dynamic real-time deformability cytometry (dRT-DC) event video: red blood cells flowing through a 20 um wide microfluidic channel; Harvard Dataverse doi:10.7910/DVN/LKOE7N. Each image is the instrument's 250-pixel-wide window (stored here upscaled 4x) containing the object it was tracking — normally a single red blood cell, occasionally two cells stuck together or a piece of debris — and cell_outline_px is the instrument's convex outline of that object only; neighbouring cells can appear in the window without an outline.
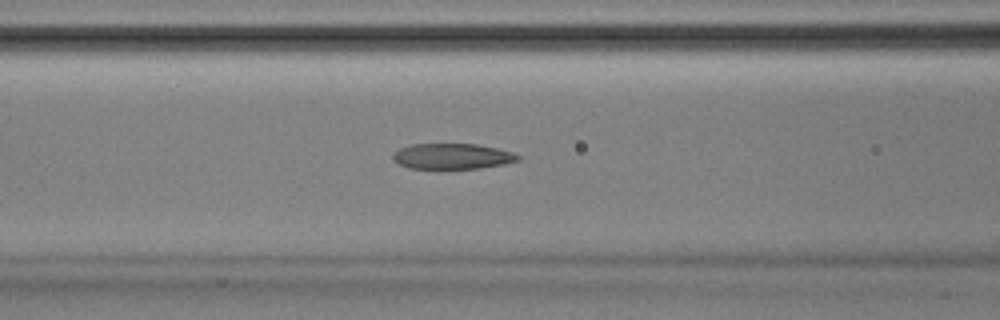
{"species": "Egyptian fruit bat (a non-hibernating species)", "species_latin": "Rousettus aegyptiacus", "temperature_condition": "room temperature", "stored_images_in_passage": 50, "camera_frame_rate_fps": 3000, "um_per_image_px": 0.085, "animal": {"sex": "male"}, "frame": {"image": 1, "passage_image": 20, "time_ms": 6.333, "image_size_px": [1000, 320], "cell_outline_px": [[520, 160], [504, 164], [480, 168], [408, 168], [400, 164], [392, 156], [400, 148], [412, 144], [476, 144], [496, 148], [512, 152], [520, 156]], "centroid_in_image_um": [38.48, 13.28], "position_along_channel_um": 128.1, "area_um2": 18.38}}
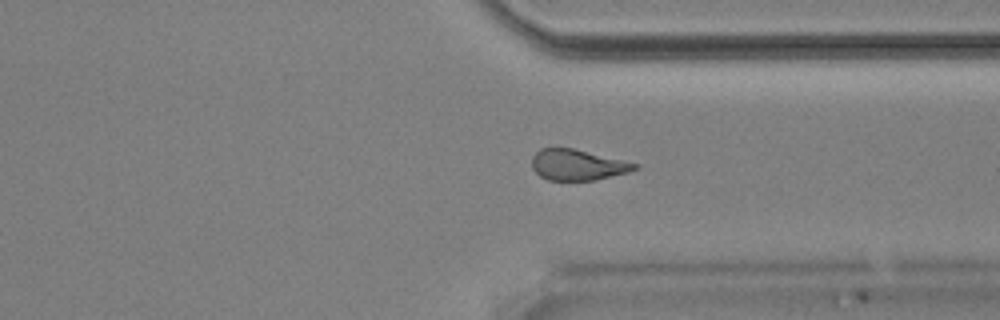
{"frame": {"image": 2, "passage_image": 38, "time_ms": 12.333, "image_size_px": [1000, 320], "cell_outline_px": [[640, 168], [628, 172], [596, 180], [548, 180], [540, 176], [532, 168], [532, 156], [540, 148], [572, 148], [640, 164]], "centroid_in_image_um": [49.1, 14.01], "position_along_channel_um": 362.3, "area_um2": 18.44}}
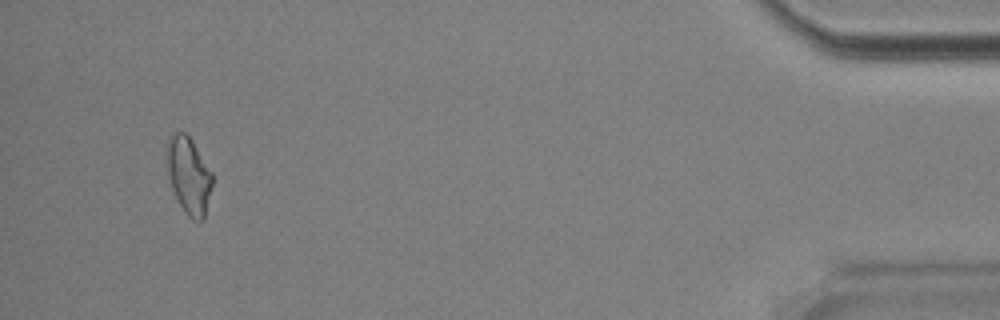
{"frame": {"image": 3, "passage_image": 48, "time_ms": 15.667, "image_size_px": [1000, 320], "cell_outline_px": [[212, 184], [204, 220], [192, 220], [188, 216], [180, 204], [172, 188], [164, 164], [164, 156], [168, 136], [172, 132], [184, 132], [192, 140], [212, 172]], "centroid_in_image_um": [15.99, 14.86], "position_along_channel_um": 419.2, "area_um2": 20.75}, "authors_computed_cell_mechanics": {"area_um2": 19.7387, "velocity_mm_per_s": 3.9016, "shape_relaxation_time_tau1_ms": 8.9077, "shape_relaxation_time_tau2_ms": 3.4192, "deformation_change_tau1": 0.2206, "deformation_change_tau2": 0.1076}}